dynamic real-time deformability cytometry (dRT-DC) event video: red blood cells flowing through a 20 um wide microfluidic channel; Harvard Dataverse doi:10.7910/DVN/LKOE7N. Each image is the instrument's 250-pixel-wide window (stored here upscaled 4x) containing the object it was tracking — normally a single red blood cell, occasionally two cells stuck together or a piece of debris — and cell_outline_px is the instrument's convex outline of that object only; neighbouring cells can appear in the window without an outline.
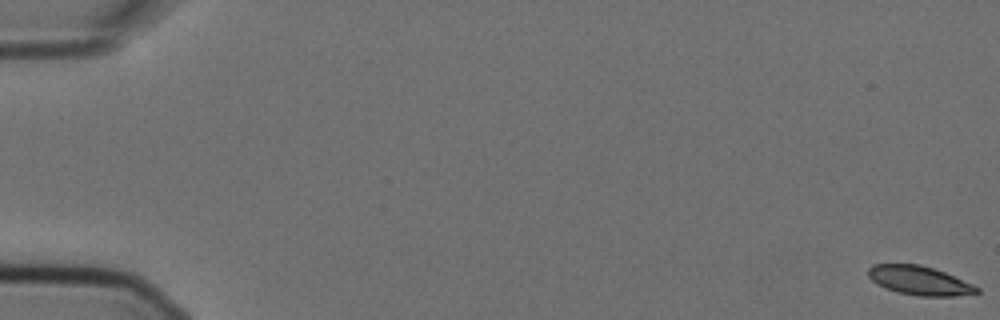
{"species": "Egyptian fruit bat (a non-hibernating species)", "species_latin": "Rousettus aegyptiacus", "temperature_condition": "cold", "stored_images_in_passage": 6, "camera_frame_rate_fps": 3000, "um_per_image_px": 0.085, "animal": {"sex": "female"}, "frame": {"image": 1, "passage_image": 1, "time_ms": 0.0, "image_size_px": [1000, 320], "cell_outline_px": [[980, 292], [952, 296], [920, 296], [896, 292], [876, 284], [868, 276], [868, 268], [872, 264], [920, 264], [944, 272], [972, 284], [980, 288]], "centroid_in_image_um": [78.11, 23.84], "position_along_channel_um": 6.9, "area_um2": 18.21}}